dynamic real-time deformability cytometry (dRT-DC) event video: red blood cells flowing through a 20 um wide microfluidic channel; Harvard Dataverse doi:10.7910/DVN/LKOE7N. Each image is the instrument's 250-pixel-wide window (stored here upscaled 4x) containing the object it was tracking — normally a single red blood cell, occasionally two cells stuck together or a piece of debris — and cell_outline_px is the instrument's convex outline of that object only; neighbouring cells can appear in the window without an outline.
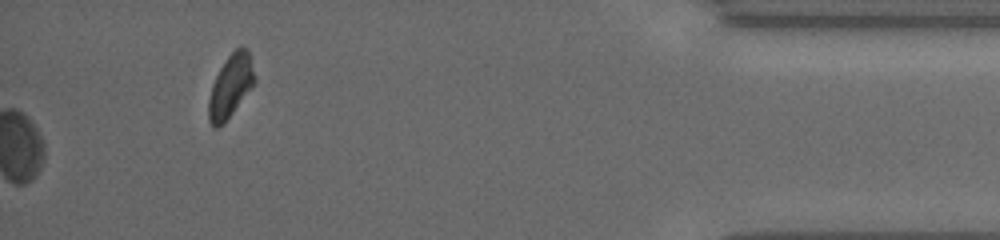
{"species": "common noctule bat (a hibernating species)", "species_latin": "Nyctalus noctula", "temperature_condition": "cold", "stored_images_in_passage": 53, "camera_frame_rate_fps": 3000, "um_per_image_px": 0.085, "animal": {"sex": "female", "body_mass_g": 19.5, "forearm_length_mm": 54.1}, "frame": {"image": 1, "passage_image": 53, "time_ms": 17.333, "image_size_px": [1000, 240], "cell_outline_px": [[256, 80], [232, 112], [216, 128], [212, 128], [208, 120], [208, 100], [212, 84], [220, 68], [228, 56], [240, 44], [248, 48]], "centroid_in_image_um": [19.58, 7.26], "position_along_channel_um": 415.6, "area_um2": 16.47}}